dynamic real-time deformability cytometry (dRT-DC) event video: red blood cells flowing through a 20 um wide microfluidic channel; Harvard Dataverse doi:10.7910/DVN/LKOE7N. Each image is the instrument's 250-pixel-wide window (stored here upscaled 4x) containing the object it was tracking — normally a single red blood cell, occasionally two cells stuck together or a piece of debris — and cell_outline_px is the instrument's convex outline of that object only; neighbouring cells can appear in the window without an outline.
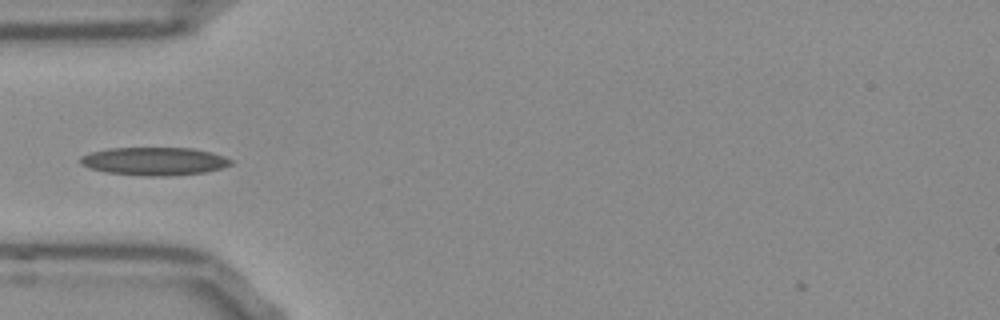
{"species": "Egyptian fruit bat (a non-hibernating species)", "species_latin": "Rousettus aegyptiacus", "temperature_condition": "room temperature", "stored_images_in_passage": 36, "camera_frame_rate_fps": 3000, "um_per_image_px": 0.085, "frame": {"image": 1, "passage_image": 1, "time_ms": 0.0, "image_size_px": [1000, 320], "cell_outline_px": [[232, 164], [224, 168], [204, 172], [172, 176], [144, 176], [108, 172], [92, 168], [80, 164], [80, 156], [92, 152], [108, 148], [192, 148], [224, 156], [232, 160]], "centroid_in_image_um": [13.14, 13.71], "position_along_channel_um": 71.9, "area_um2": 24.51}}
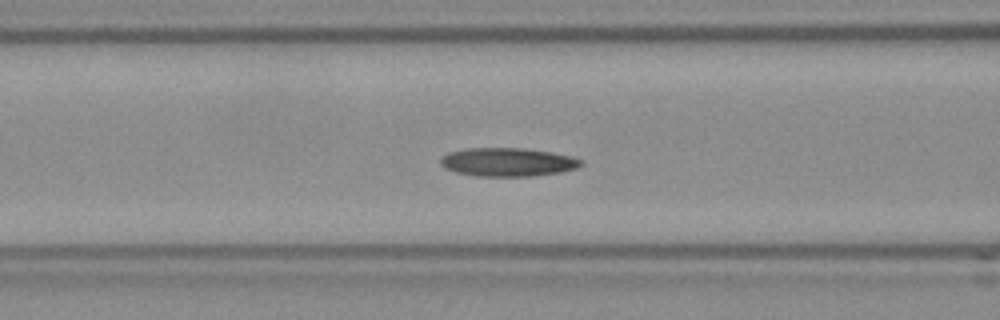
{"frame": {"image": 2, "passage_image": 5, "time_ms": 1.333, "image_size_px": [1000, 320], "cell_outline_px": [[584, 164], [576, 168], [560, 172], [532, 176], [476, 176], [456, 172], [444, 168], [440, 164], [440, 160], [448, 152], [468, 148], [520, 148], [548, 152], [568, 156], [584, 160]], "centroid_in_image_um": [43.13, 13.78], "position_along_channel_um": 123.5, "area_um2": 23.18}}
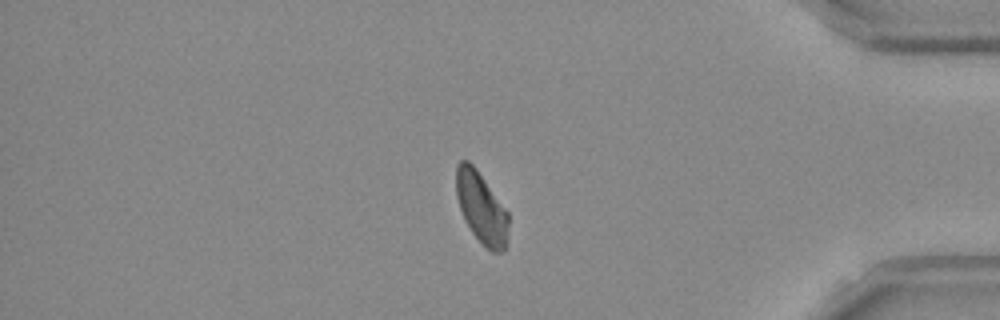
{"frame": {"image": 3, "passage_image": 29, "time_ms": 9.333, "image_size_px": [1000, 320], "cell_outline_px": [[508, 244], [500, 252], [492, 252], [472, 232], [460, 208], [456, 196], [456, 164], [460, 160], [468, 160], [476, 168], [508, 212]], "centroid_in_image_um": [40.92, 17.63], "position_along_channel_um": 394.3, "area_um2": 21.44}}